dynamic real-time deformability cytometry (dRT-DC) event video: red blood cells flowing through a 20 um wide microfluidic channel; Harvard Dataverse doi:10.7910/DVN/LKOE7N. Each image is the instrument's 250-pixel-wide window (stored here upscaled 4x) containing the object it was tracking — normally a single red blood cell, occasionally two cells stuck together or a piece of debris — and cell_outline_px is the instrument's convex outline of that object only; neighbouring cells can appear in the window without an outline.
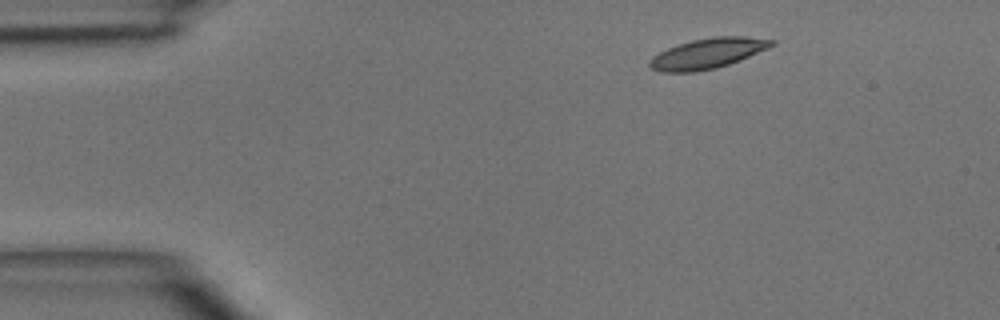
{"species": "common noctule bat (a hibernating species)", "species_latin": "Nyctalus noctula", "temperature_condition": "room temperature", "stored_images_in_passage": 3, "segment_of_instrument_passage": [2, 2], "camera_frame_rate_fps": 3000, "um_per_image_px": 0.085, "animal": {"sex": "male", "body_mass_g": 15.6}, "frame": {"image": 1, "passage_image": 3, "time_ms": 2.333, "image_size_px": [1000, 320], "cell_outline_px": [[776, 44], [768, 48], [740, 60], [716, 68], [696, 72], [660, 72], [652, 68], [648, 64], [648, 60], [652, 56], [668, 48], [692, 40], [712, 36], [744, 36], [776, 40]], "centroid_in_image_um": [60.16, 4.54], "position_along_channel_um": 24.8, "area_um2": 21.56}}